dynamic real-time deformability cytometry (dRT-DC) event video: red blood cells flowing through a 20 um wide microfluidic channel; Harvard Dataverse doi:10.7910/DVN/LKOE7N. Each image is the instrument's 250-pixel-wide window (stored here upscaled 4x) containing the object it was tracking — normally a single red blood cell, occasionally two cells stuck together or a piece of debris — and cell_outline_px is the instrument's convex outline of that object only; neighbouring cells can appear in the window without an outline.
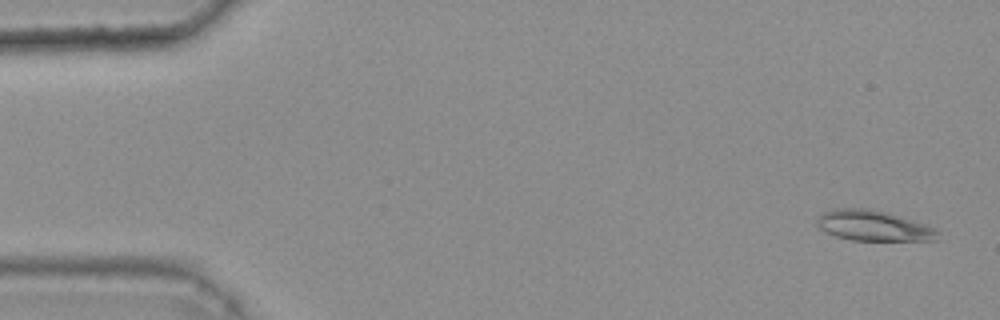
{"species": "common noctule bat (a hibernating species)", "species_latin": "Nyctalus noctula", "temperature_condition": "warm", "stored_images_in_passage": 45, "camera_frame_rate_fps": 3000, "um_per_image_px": 0.085, "animal": {"sex": "female", "body_mass_g": 25.1}, "frame": {"image": 1, "passage_image": 2, "time_ms": 0.333, "image_size_px": [1000, 320], "cell_outline_px": [[940, 240], [852, 240], [836, 236], [820, 228], [816, 224], [816, 220], [824, 212], [832, 208], [868, 208], [884, 212], [928, 224], [936, 228], [940, 232]], "centroid_in_image_um": [74.3, 19.18], "position_along_channel_um": 10.7, "area_um2": 21.44}}
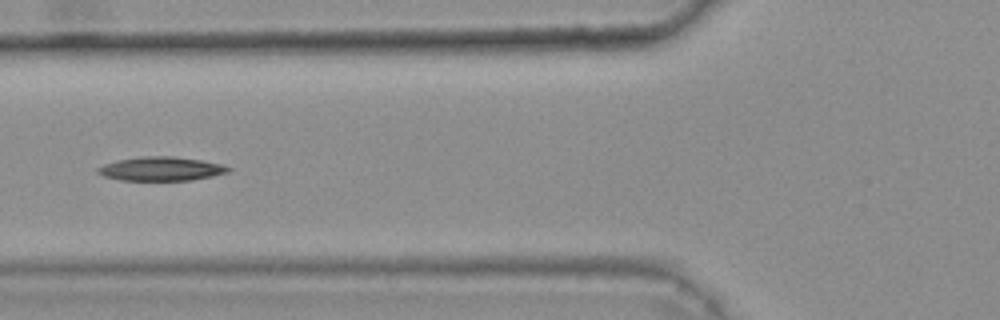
{"frame": {"image": 2, "passage_image": 20, "time_ms": 6.333, "image_size_px": [1000, 320], "cell_outline_px": [[232, 168], [228, 172], [212, 176], [192, 180], [120, 180], [104, 176], [96, 172], [96, 168], [104, 164], [116, 160], [144, 156], [172, 156], [200, 160], [224, 164]], "centroid_in_image_um": [13.69, 14.34], "position_along_channel_um": 112.1, "area_um2": 18.21}}
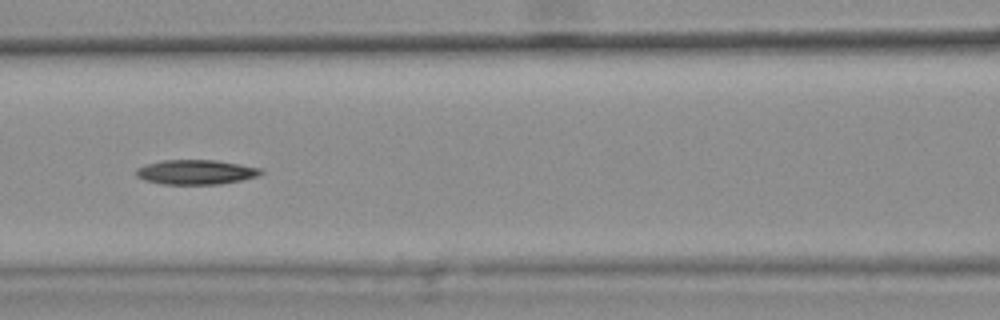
{"frame": {"image": 3, "passage_image": 23, "time_ms": 7.333, "image_size_px": [1000, 320], "cell_outline_px": [[264, 172], [256, 176], [240, 180], [220, 184], [160, 184], [144, 180], [136, 176], [136, 168], [144, 164], [164, 160], [216, 160], [240, 164], [260, 168]], "centroid_in_image_um": [16.6, 14.62], "position_along_channel_um": 150.0, "area_um2": 17.92}}